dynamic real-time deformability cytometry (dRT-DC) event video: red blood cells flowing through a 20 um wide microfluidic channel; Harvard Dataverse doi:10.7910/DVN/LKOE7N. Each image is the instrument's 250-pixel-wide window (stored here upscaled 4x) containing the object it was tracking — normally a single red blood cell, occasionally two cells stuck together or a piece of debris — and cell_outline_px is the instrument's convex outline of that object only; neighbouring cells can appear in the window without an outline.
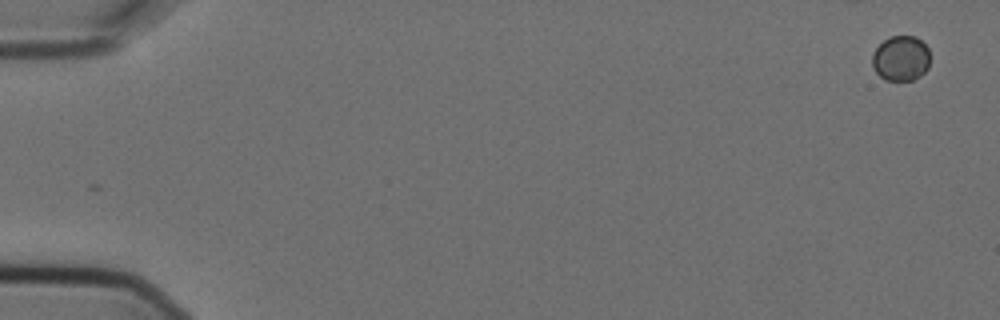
{"species": "Egyptian fruit bat (a non-hibernating species)", "species_latin": "Rousettus aegyptiacus", "temperature_condition": "cold", "stored_images_in_passage": 2, "camera_frame_rate_fps": 3000, "um_per_image_px": 0.085, "animal": {"sex": "female"}, "frame": {"image": 1, "passage_image": 2, "time_ms": 0.333, "image_size_px": [1000, 320], "cell_outline_px": [[928, 68], [920, 76], [912, 80], [884, 80], [876, 72], [872, 64], [872, 52], [884, 40], [892, 36], [916, 36], [928, 48]], "centroid_in_image_um": [76.55, 4.96], "position_along_channel_um": 8.4, "area_um2": 15.14}}